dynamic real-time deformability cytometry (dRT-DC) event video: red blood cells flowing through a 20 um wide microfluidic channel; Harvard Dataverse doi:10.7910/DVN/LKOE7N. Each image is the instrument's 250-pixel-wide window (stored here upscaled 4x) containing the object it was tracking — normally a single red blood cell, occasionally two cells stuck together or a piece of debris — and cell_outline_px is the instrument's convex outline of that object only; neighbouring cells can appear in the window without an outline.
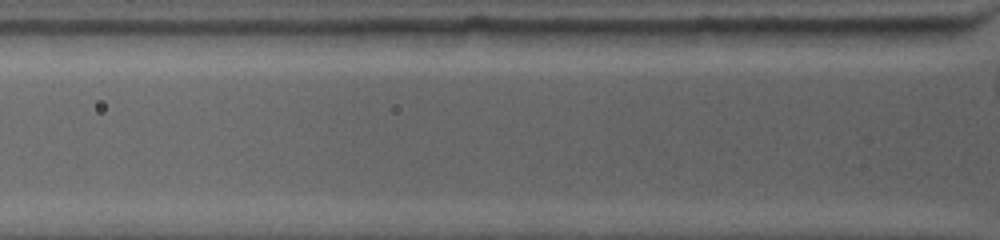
{"species": "common noctule bat (a hibernating species)", "species_latin": "Nyctalus noctula", "temperature_condition": "warm", "stored_images_in_passage": 2, "camera_frame_rate_fps": 4500, "um_per_image_px": 0.085, "animal": {"sex": "female", "body_mass_g": 19.0, "forearm_length_mm": 53.3}, "frame": {"image": 1, "passage_image": 2, "time_ms": 1.111, "image_size_px": [1000, 240], "cell_outline_px": [[836, 28], [832, 48], [768, 44], [744, 32], [744, 28]], "centroid_in_image_um": [67.57, 3.09], "position_along_channel_um": 58.2, "area_um2": 10.35}}